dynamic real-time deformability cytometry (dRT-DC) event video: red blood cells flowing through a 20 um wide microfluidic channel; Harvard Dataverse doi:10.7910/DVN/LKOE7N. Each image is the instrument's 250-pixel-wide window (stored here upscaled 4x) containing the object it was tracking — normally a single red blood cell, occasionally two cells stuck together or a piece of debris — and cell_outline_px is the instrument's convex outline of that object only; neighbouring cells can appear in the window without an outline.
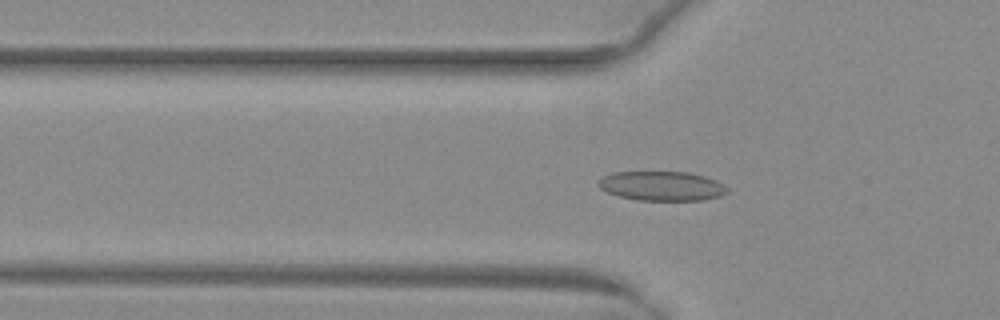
{"species": "common noctule bat (a hibernating species)", "species_latin": "Nyctalus noctula", "temperature_condition": "warm", "stored_images_in_passage": 51, "camera_frame_rate_fps": 3000, "um_per_image_px": 0.085, "animal": {"sex": "female", "body_mass_g": 29.2, "forearm_length_mm": 56.3}, "frame": {"image": 1, "passage_image": 17, "time_ms": 5.333, "image_size_px": [1000, 320], "cell_outline_px": [[728, 192], [720, 196], [704, 200], [636, 200], [620, 196], [608, 192], [600, 188], [596, 184], [596, 180], [612, 172], [688, 172], [704, 176], [716, 180], [724, 184], [728, 188]], "centroid_in_image_um": [56.25, 15.8], "position_along_channel_um": 69.6, "area_um2": 22.2}}
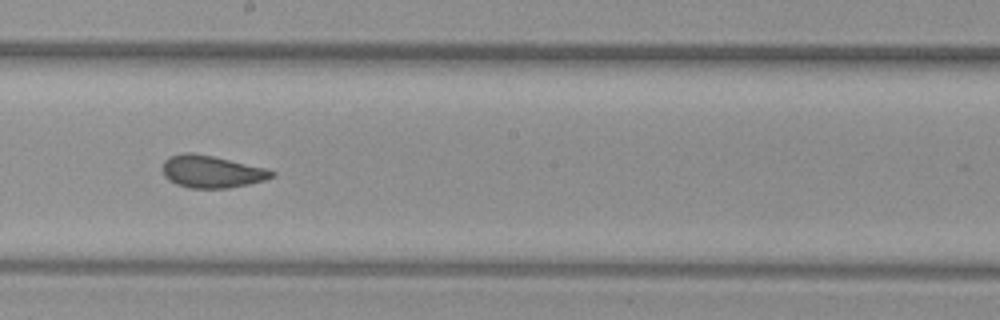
{"frame": {"image": 2, "passage_image": 29, "time_ms": 9.333, "image_size_px": [1000, 320], "cell_outline_px": [[276, 176], [264, 180], [248, 184], [228, 188], [188, 188], [176, 184], [168, 180], [164, 176], [164, 160], [168, 156], [184, 152], [192, 152], [212, 156], [268, 168], [276, 172]], "centroid_in_image_um": [18.0, 14.58], "position_along_channel_um": 230.2, "area_um2": 20.69}}
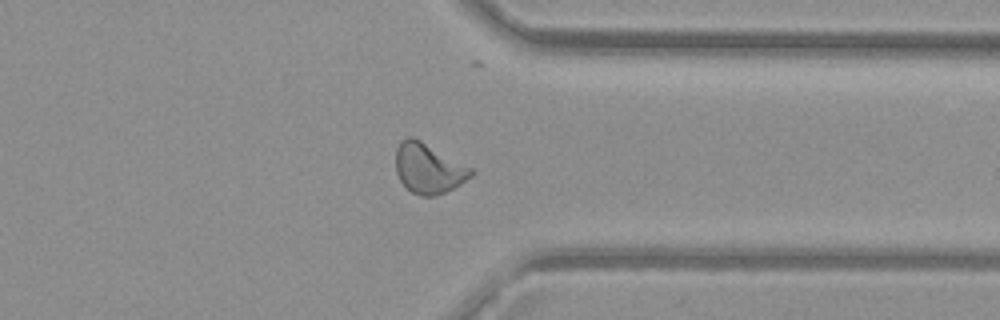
{"frame": {"image": 3, "passage_image": 40, "time_ms": 13.0, "image_size_px": [1000, 320], "cell_outline_px": [[476, 172], [472, 176], [460, 184], [436, 196], [420, 196], [412, 192], [400, 180], [396, 172], [396, 148], [400, 140], [408, 136], [412, 136], [420, 140], [472, 168]], "centroid_in_image_um": [36.41, 14.3], "position_along_channel_um": 375.0, "area_um2": 21.85}, "authors_computed_cell_mechanics": {"area_um2": 21.7328, "velocity_mm_per_s": 4.0135, "shape_relaxation_time_tau1_ms": 7.036, "shape_relaxation_time_tau2_ms": 0.9749, "deformation_change_tau1": 0.1486, "deformation_change_tau2": 0.0648}}